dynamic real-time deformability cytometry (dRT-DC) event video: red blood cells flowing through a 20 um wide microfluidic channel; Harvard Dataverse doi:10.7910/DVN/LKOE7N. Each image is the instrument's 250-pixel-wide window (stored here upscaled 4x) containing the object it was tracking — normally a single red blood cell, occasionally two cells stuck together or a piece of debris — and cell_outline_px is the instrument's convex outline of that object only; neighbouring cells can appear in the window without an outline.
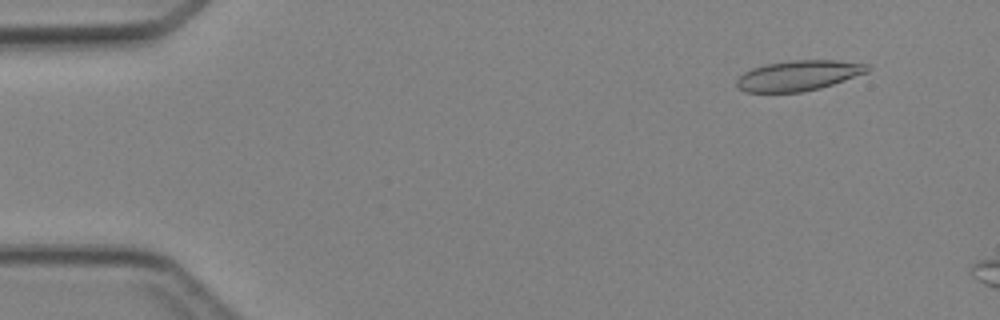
{"species": "Egyptian fruit bat (a non-hibernating species)", "species_latin": "Rousettus aegyptiacus", "temperature_condition": "cold", "stored_images_in_passage": 4, "camera_frame_rate_fps": 3000, "um_per_image_px": 0.085, "animal": {"sex": "female"}, "frame": {"image": 1, "passage_image": 1, "time_ms": 0.0, "image_size_px": [1000, 320], "cell_outline_px": [[872, 68], [868, 72], [820, 88], [800, 92], [744, 92], [736, 84], [736, 80], [744, 72], [752, 68], [764, 64], [788, 60], [836, 60], [868, 64]], "centroid_in_image_um": [67.87, 6.41], "position_along_channel_um": 17.1, "area_um2": 23.12}}